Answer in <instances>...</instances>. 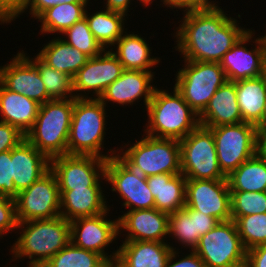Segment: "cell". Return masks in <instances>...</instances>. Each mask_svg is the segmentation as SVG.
<instances>
[{"label": "cell", "mask_w": 266, "mask_h": 267, "mask_svg": "<svg viewBox=\"0 0 266 267\" xmlns=\"http://www.w3.org/2000/svg\"><path fill=\"white\" fill-rule=\"evenodd\" d=\"M223 9L202 8L185 12L176 31L177 51L184 60L217 62L250 29L239 27Z\"/></svg>", "instance_id": "6da1fadb"}, {"label": "cell", "mask_w": 266, "mask_h": 267, "mask_svg": "<svg viewBox=\"0 0 266 267\" xmlns=\"http://www.w3.org/2000/svg\"><path fill=\"white\" fill-rule=\"evenodd\" d=\"M17 228L22 231L11 252L16 260L28 257L29 265L43 266L70 243V221L62 216L18 222Z\"/></svg>", "instance_id": "7a4b0ae2"}, {"label": "cell", "mask_w": 266, "mask_h": 267, "mask_svg": "<svg viewBox=\"0 0 266 267\" xmlns=\"http://www.w3.org/2000/svg\"><path fill=\"white\" fill-rule=\"evenodd\" d=\"M155 88L147 105L148 124L145 134L157 138L181 140L199 124V116L173 88L172 93Z\"/></svg>", "instance_id": "3957f363"}, {"label": "cell", "mask_w": 266, "mask_h": 267, "mask_svg": "<svg viewBox=\"0 0 266 267\" xmlns=\"http://www.w3.org/2000/svg\"><path fill=\"white\" fill-rule=\"evenodd\" d=\"M74 98L41 104L33 127L25 138L49 159L66 155Z\"/></svg>", "instance_id": "277c9868"}, {"label": "cell", "mask_w": 266, "mask_h": 267, "mask_svg": "<svg viewBox=\"0 0 266 267\" xmlns=\"http://www.w3.org/2000/svg\"><path fill=\"white\" fill-rule=\"evenodd\" d=\"M105 107L96 98H74L67 154L92 155L106 160L118 155L115 150L110 151L109 156L100 153L106 130Z\"/></svg>", "instance_id": "5b68a950"}, {"label": "cell", "mask_w": 266, "mask_h": 267, "mask_svg": "<svg viewBox=\"0 0 266 267\" xmlns=\"http://www.w3.org/2000/svg\"><path fill=\"white\" fill-rule=\"evenodd\" d=\"M118 157L144 177L181 173L180 142L177 139L147 135L136 140L125 152L118 153Z\"/></svg>", "instance_id": "8992f818"}, {"label": "cell", "mask_w": 266, "mask_h": 267, "mask_svg": "<svg viewBox=\"0 0 266 267\" xmlns=\"http://www.w3.org/2000/svg\"><path fill=\"white\" fill-rule=\"evenodd\" d=\"M184 61L185 67L179 69L174 87L199 116L227 79L220 63Z\"/></svg>", "instance_id": "52a82bcc"}, {"label": "cell", "mask_w": 266, "mask_h": 267, "mask_svg": "<svg viewBox=\"0 0 266 267\" xmlns=\"http://www.w3.org/2000/svg\"><path fill=\"white\" fill-rule=\"evenodd\" d=\"M180 142L181 173L187 179H227L222 173L212 132L201 125Z\"/></svg>", "instance_id": "ba28073f"}, {"label": "cell", "mask_w": 266, "mask_h": 267, "mask_svg": "<svg viewBox=\"0 0 266 267\" xmlns=\"http://www.w3.org/2000/svg\"><path fill=\"white\" fill-rule=\"evenodd\" d=\"M194 251L206 267H245L244 248L235 221H220L200 237Z\"/></svg>", "instance_id": "9c48e42d"}, {"label": "cell", "mask_w": 266, "mask_h": 267, "mask_svg": "<svg viewBox=\"0 0 266 267\" xmlns=\"http://www.w3.org/2000/svg\"><path fill=\"white\" fill-rule=\"evenodd\" d=\"M214 137L219 167L228 177L256 154L257 127L241 122L208 128Z\"/></svg>", "instance_id": "30bf717a"}, {"label": "cell", "mask_w": 266, "mask_h": 267, "mask_svg": "<svg viewBox=\"0 0 266 267\" xmlns=\"http://www.w3.org/2000/svg\"><path fill=\"white\" fill-rule=\"evenodd\" d=\"M18 222L60 216V191L56 175L49 170L15 198Z\"/></svg>", "instance_id": "8fae6325"}, {"label": "cell", "mask_w": 266, "mask_h": 267, "mask_svg": "<svg viewBox=\"0 0 266 267\" xmlns=\"http://www.w3.org/2000/svg\"><path fill=\"white\" fill-rule=\"evenodd\" d=\"M106 161L92 155L66 154L51 158L50 170L56 175L59 190L101 187L100 179H106Z\"/></svg>", "instance_id": "7c38bea8"}, {"label": "cell", "mask_w": 266, "mask_h": 267, "mask_svg": "<svg viewBox=\"0 0 266 267\" xmlns=\"http://www.w3.org/2000/svg\"><path fill=\"white\" fill-rule=\"evenodd\" d=\"M105 177V181L112 185V192L119 193L129 211L155 208L146 177L131 169L118 155L107 159Z\"/></svg>", "instance_id": "4fadbf2b"}, {"label": "cell", "mask_w": 266, "mask_h": 267, "mask_svg": "<svg viewBox=\"0 0 266 267\" xmlns=\"http://www.w3.org/2000/svg\"><path fill=\"white\" fill-rule=\"evenodd\" d=\"M108 211L110 210L95 216L71 220L70 242L78 248L100 254L108 263H113L117 259L118 249L110 256H107L108 253H105L104 249L121 233H119L118 219L107 220Z\"/></svg>", "instance_id": "5bb4252c"}, {"label": "cell", "mask_w": 266, "mask_h": 267, "mask_svg": "<svg viewBox=\"0 0 266 267\" xmlns=\"http://www.w3.org/2000/svg\"><path fill=\"white\" fill-rule=\"evenodd\" d=\"M185 207L215 217L219 222L231 220L230 188L227 179H187Z\"/></svg>", "instance_id": "9a60e30c"}, {"label": "cell", "mask_w": 266, "mask_h": 267, "mask_svg": "<svg viewBox=\"0 0 266 267\" xmlns=\"http://www.w3.org/2000/svg\"><path fill=\"white\" fill-rule=\"evenodd\" d=\"M254 32L249 30L221 59L227 81L236 82L243 79L256 78L266 73V50L260 36L255 40L252 51L244 45L252 41Z\"/></svg>", "instance_id": "2e32d148"}, {"label": "cell", "mask_w": 266, "mask_h": 267, "mask_svg": "<svg viewBox=\"0 0 266 267\" xmlns=\"http://www.w3.org/2000/svg\"><path fill=\"white\" fill-rule=\"evenodd\" d=\"M103 52L96 57L89 58L86 64L72 78L73 92L77 94L75 98L99 99L105 89L122 75L124 68L117 57L110 49L108 51L106 49ZM82 91H93L96 97H88L87 95H82V93H77Z\"/></svg>", "instance_id": "e0dca14e"}, {"label": "cell", "mask_w": 266, "mask_h": 267, "mask_svg": "<svg viewBox=\"0 0 266 267\" xmlns=\"http://www.w3.org/2000/svg\"><path fill=\"white\" fill-rule=\"evenodd\" d=\"M0 83L10 91L23 94L40 105L51 100L37 67L22 51L9 64L0 67Z\"/></svg>", "instance_id": "ac0fdd59"}, {"label": "cell", "mask_w": 266, "mask_h": 267, "mask_svg": "<svg viewBox=\"0 0 266 267\" xmlns=\"http://www.w3.org/2000/svg\"><path fill=\"white\" fill-rule=\"evenodd\" d=\"M168 225L169 214L156 208L132 210L118 217L119 232L122 228L128 231L125 241L164 242Z\"/></svg>", "instance_id": "d6986e66"}, {"label": "cell", "mask_w": 266, "mask_h": 267, "mask_svg": "<svg viewBox=\"0 0 266 267\" xmlns=\"http://www.w3.org/2000/svg\"><path fill=\"white\" fill-rule=\"evenodd\" d=\"M153 74L151 71L124 70L122 75L105 89L99 100L105 106L107 101L131 105L144 97L147 108L156 88L151 85Z\"/></svg>", "instance_id": "ffe728a7"}, {"label": "cell", "mask_w": 266, "mask_h": 267, "mask_svg": "<svg viewBox=\"0 0 266 267\" xmlns=\"http://www.w3.org/2000/svg\"><path fill=\"white\" fill-rule=\"evenodd\" d=\"M12 179L18 192L27 189L50 170V159L26 138L11 149Z\"/></svg>", "instance_id": "44dd1931"}, {"label": "cell", "mask_w": 266, "mask_h": 267, "mask_svg": "<svg viewBox=\"0 0 266 267\" xmlns=\"http://www.w3.org/2000/svg\"><path fill=\"white\" fill-rule=\"evenodd\" d=\"M115 263L119 267H166L174 247L166 242L124 241Z\"/></svg>", "instance_id": "7402d4cb"}, {"label": "cell", "mask_w": 266, "mask_h": 267, "mask_svg": "<svg viewBox=\"0 0 266 267\" xmlns=\"http://www.w3.org/2000/svg\"><path fill=\"white\" fill-rule=\"evenodd\" d=\"M243 122L237 102L235 82L226 81L212 96L199 115V124L205 128Z\"/></svg>", "instance_id": "603a6c76"}, {"label": "cell", "mask_w": 266, "mask_h": 267, "mask_svg": "<svg viewBox=\"0 0 266 267\" xmlns=\"http://www.w3.org/2000/svg\"><path fill=\"white\" fill-rule=\"evenodd\" d=\"M59 191L60 216L69 221L80 217L95 216L109 210L101 187Z\"/></svg>", "instance_id": "cb8c5ba5"}, {"label": "cell", "mask_w": 266, "mask_h": 267, "mask_svg": "<svg viewBox=\"0 0 266 267\" xmlns=\"http://www.w3.org/2000/svg\"><path fill=\"white\" fill-rule=\"evenodd\" d=\"M146 179L156 209L170 214L185 207L187 178L182 173L159 174Z\"/></svg>", "instance_id": "d4e9b609"}, {"label": "cell", "mask_w": 266, "mask_h": 267, "mask_svg": "<svg viewBox=\"0 0 266 267\" xmlns=\"http://www.w3.org/2000/svg\"><path fill=\"white\" fill-rule=\"evenodd\" d=\"M40 104L10 91L0 83V113L2 122L18 128L24 135L33 127Z\"/></svg>", "instance_id": "484cf974"}, {"label": "cell", "mask_w": 266, "mask_h": 267, "mask_svg": "<svg viewBox=\"0 0 266 267\" xmlns=\"http://www.w3.org/2000/svg\"><path fill=\"white\" fill-rule=\"evenodd\" d=\"M237 102L243 122L263 126V112L266 104V73L235 82Z\"/></svg>", "instance_id": "4316f807"}, {"label": "cell", "mask_w": 266, "mask_h": 267, "mask_svg": "<svg viewBox=\"0 0 266 267\" xmlns=\"http://www.w3.org/2000/svg\"><path fill=\"white\" fill-rule=\"evenodd\" d=\"M37 56L48 66L67 74L71 78L86 64L89 57L73 48L70 44L61 38H54Z\"/></svg>", "instance_id": "83f0119b"}, {"label": "cell", "mask_w": 266, "mask_h": 267, "mask_svg": "<svg viewBox=\"0 0 266 267\" xmlns=\"http://www.w3.org/2000/svg\"><path fill=\"white\" fill-rule=\"evenodd\" d=\"M116 52L112 53L123 65L124 70L151 71L150 68L159 63V59L150 57V47L146 40L137 34H124L117 42Z\"/></svg>", "instance_id": "f1b7e54d"}, {"label": "cell", "mask_w": 266, "mask_h": 267, "mask_svg": "<svg viewBox=\"0 0 266 267\" xmlns=\"http://www.w3.org/2000/svg\"><path fill=\"white\" fill-rule=\"evenodd\" d=\"M230 191L266 192V160L255 154L227 177Z\"/></svg>", "instance_id": "f546056e"}, {"label": "cell", "mask_w": 266, "mask_h": 267, "mask_svg": "<svg viewBox=\"0 0 266 267\" xmlns=\"http://www.w3.org/2000/svg\"><path fill=\"white\" fill-rule=\"evenodd\" d=\"M85 11L84 17L96 41L105 48L115 46L117 40L123 35L125 15L112 12L108 9L97 11L92 15Z\"/></svg>", "instance_id": "4dcf8cb0"}, {"label": "cell", "mask_w": 266, "mask_h": 267, "mask_svg": "<svg viewBox=\"0 0 266 267\" xmlns=\"http://www.w3.org/2000/svg\"><path fill=\"white\" fill-rule=\"evenodd\" d=\"M88 2L59 3L45 10L37 19L41 33H63L74 23L84 18Z\"/></svg>", "instance_id": "1f68e13d"}, {"label": "cell", "mask_w": 266, "mask_h": 267, "mask_svg": "<svg viewBox=\"0 0 266 267\" xmlns=\"http://www.w3.org/2000/svg\"><path fill=\"white\" fill-rule=\"evenodd\" d=\"M26 57L37 67L41 80L51 100L75 98L73 81L70 76L48 66L37 55L35 59H31L28 56ZM72 93H74V95Z\"/></svg>", "instance_id": "d6a6232c"}, {"label": "cell", "mask_w": 266, "mask_h": 267, "mask_svg": "<svg viewBox=\"0 0 266 267\" xmlns=\"http://www.w3.org/2000/svg\"><path fill=\"white\" fill-rule=\"evenodd\" d=\"M109 263L95 252L78 248L71 242L48 260L44 267H107Z\"/></svg>", "instance_id": "836d02e7"}, {"label": "cell", "mask_w": 266, "mask_h": 267, "mask_svg": "<svg viewBox=\"0 0 266 267\" xmlns=\"http://www.w3.org/2000/svg\"><path fill=\"white\" fill-rule=\"evenodd\" d=\"M176 238V240L189 246L194 250L198 245L200 234L196 232L195 216H191L189 212L183 208L169 214L168 236Z\"/></svg>", "instance_id": "e575fe53"}, {"label": "cell", "mask_w": 266, "mask_h": 267, "mask_svg": "<svg viewBox=\"0 0 266 267\" xmlns=\"http://www.w3.org/2000/svg\"><path fill=\"white\" fill-rule=\"evenodd\" d=\"M235 223L246 251L266 244V213L241 216Z\"/></svg>", "instance_id": "d590c367"}, {"label": "cell", "mask_w": 266, "mask_h": 267, "mask_svg": "<svg viewBox=\"0 0 266 267\" xmlns=\"http://www.w3.org/2000/svg\"><path fill=\"white\" fill-rule=\"evenodd\" d=\"M62 34H65L64 36H66V38L68 37V40L63 39L65 42L70 44L73 48H77L89 58L96 57L104 51L90 31L85 17L74 23Z\"/></svg>", "instance_id": "8d00e7d4"}, {"label": "cell", "mask_w": 266, "mask_h": 267, "mask_svg": "<svg viewBox=\"0 0 266 267\" xmlns=\"http://www.w3.org/2000/svg\"><path fill=\"white\" fill-rule=\"evenodd\" d=\"M231 219L266 213V192L230 191Z\"/></svg>", "instance_id": "74e56055"}, {"label": "cell", "mask_w": 266, "mask_h": 267, "mask_svg": "<svg viewBox=\"0 0 266 267\" xmlns=\"http://www.w3.org/2000/svg\"><path fill=\"white\" fill-rule=\"evenodd\" d=\"M11 150L0 153V195L15 199L18 191L12 179Z\"/></svg>", "instance_id": "f35d334b"}, {"label": "cell", "mask_w": 266, "mask_h": 267, "mask_svg": "<svg viewBox=\"0 0 266 267\" xmlns=\"http://www.w3.org/2000/svg\"><path fill=\"white\" fill-rule=\"evenodd\" d=\"M18 220L15 199L0 195V236L10 230H16Z\"/></svg>", "instance_id": "ab89813d"}, {"label": "cell", "mask_w": 266, "mask_h": 267, "mask_svg": "<svg viewBox=\"0 0 266 267\" xmlns=\"http://www.w3.org/2000/svg\"><path fill=\"white\" fill-rule=\"evenodd\" d=\"M25 135L15 126L0 121V153L17 146Z\"/></svg>", "instance_id": "60d3db41"}, {"label": "cell", "mask_w": 266, "mask_h": 267, "mask_svg": "<svg viewBox=\"0 0 266 267\" xmlns=\"http://www.w3.org/2000/svg\"><path fill=\"white\" fill-rule=\"evenodd\" d=\"M30 2L31 0H0V22L10 24Z\"/></svg>", "instance_id": "b9f144b4"}, {"label": "cell", "mask_w": 266, "mask_h": 267, "mask_svg": "<svg viewBox=\"0 0 266 267\" xmlns=\"http://www.w3.org/2000/svg\"><path fill=\"white\" fill-rule=\"evenodd\" d=\"M175 250L176 249L172 250L168 258L166 267H206L202 259L197 255L194 250H192V252L186 255L184 258L179 259L178 261L176 260L174 262L173 259L175 260L178 254Z\"/></svg>", "instance_id": "7bdbcfd3"}, {"label": "cell", "mask_w": 266, "mask_h": 267, "mask_svg": "<svg viewBox=\"0 0 266 267\" xmlns=\"http://www.w3.org/2000/svg\"><path fill=\"white\" fill-rule=\"evenodd\" d=\"M191 216H195L196 232L203 236L213 229L219 222L215 217L203 214L189 207H184Z\"/></svg>", "instance_id": "ee69618b"}, {"label": "cell", "mask_w": 266, "mask_h": 267, "mask_svg": "<svg viewBox=\"0 0 266 267\" xmlns=\"http://www.w3.org/2000/svg\"><path fill=\"white\" fill-rule=\"evenodd\" d=\"M89 0H31L29 5L21 12L30 8V15L37 19L45 10L59 3L88 2Z\"/></svg>", "instance_id": "f6af8a7d"}, {"label": "cell", "mask_w": 266, "mask_h": 267, "mask_svg": "<svg viewBox=\"0 0 266 267\" xmlns=\"http://www.w3.org/2000/svg\"><path fill=\"white\" fill-rule=\"evenodd\" d=\"M245 267H266V244L254 247L246 252Z\"/></svg>", "instance_id": "bcb514c9"}, {"label": "cell", "mask_w": 266, "mask_h": 267, "mask_svg": "<svg viewBox=\"0 0 266 267\" xmlns=\"http://www.w3.org/2000/svg\"><path fill=\"white\" fill-rule=\"evenodd\" d=\"M256 154L266 160V125L257 127Z\"/></svg>", "instance_id": "7dc6e473"}, {"label": "cell", "mask_w": 266, "mask_h": 267, "mask_svg": "<svg viewBox=\"0 0 266 267\" xmlns=\"http://www.w3.org/2000/svg\"><path fill=\"white\" fill-rule=\"evenodd\" d=\"M106 6L105 8L112 11V12H118L121 13L125 16H127V13L129 10V4L131 2V0H106ZM140 2H142L141 0H139Z\"/></svg>", "instance_id": "c3c4849f"}, {"label": "cell", "mask_w": 266, "mask_h": 267, "mask_svg": "<svg viewBox=\"0 0 266 267\" xmlns=\"http://www.w3.org/2000/svg\"><path fill=\"white\" fill-rule=\"evenodd\" d=\"M163 4L171 8L185 9L184 12L191 11V0H161Z\"/></svg>", "instance_id": "681fc988"}, {"label": "cell", "mask_w": 266, "mask_h": 267, "mask_svg": "<svg viewBox=\"0 0 266 267\" xmlns=\"http://www.w3.org/2000/svg\"><path fill=\"white\" fill-rule=\"evenodd\" d=\"M215 4L214 1L210 2L209 0H191V11L202 8H217L218 5Z\"/></svg>", "instance_id": "f907efd6"}, {"label": "cell", "mask_w": 266, "mask_h": 267, "mask_svg": "<svg viewBox=\"0 0 266 267\" xmlns=\"http://www.w3.org/2000/svg\"><path fill=\"white\" fill-rule=\"evenodd\" d=\"M263 125H266V104H265V109L263 112Z\"/></svg>", "instance_id": "816d5d0a"}, {"label": "cell", "mask_w": 266, "mask_h": 267, "mask_svg": "<svg viewBox=\"0 0 266 267\" xmlns=\"http://www.w3.org/2000/svg\"><path fill=\"white\" fill-rule=\"evenodd\" d=\"M144 6L152 3V0H141ZM146 4V5H145Z\"/></svg>", "instance_id": "f5cc1de1"}, {"label": "cell", "mask_w": 266, "mask_h": 267, "mask_svg": "<svg viewBox=\"0 0 266 267\" xmlns=\"http://www.w3.org/2000/svg\"><path fill=\"white\" fill-rule=\"evenodd\" d=\"M107 267H119L115 262L109 263Z\"/></svg>", "instance_id": "db71d44e"}, {"label": "cell", "mask_w": 266, "mask_h": 267, "mask_svg": "<svg viewBox=\"0 0 266 267\" xmlns=\"http://www.w3.org/2000/svg\"><path fill=\"white\" fill-rule=\"evenodd\" d=\"M263 42H264V46H265V50H266V34L264 36L261 37Z\"/></svg>", "instance_id": "11a10c76"}, {"label": "cell", "mask_w": 266, "mask_h": 267, "mask_svg": "<svg viewBox=\"0 0 266 267\" xmlns=\"http://www.w3.org/2000/svg\"><path fill=\"white\" fill-rule=\"evenodd\" d=\"M29 267H44V266H39V265H29Z\"/></svg>", "instance_id": "9f6ffc18"}]
</instances>
